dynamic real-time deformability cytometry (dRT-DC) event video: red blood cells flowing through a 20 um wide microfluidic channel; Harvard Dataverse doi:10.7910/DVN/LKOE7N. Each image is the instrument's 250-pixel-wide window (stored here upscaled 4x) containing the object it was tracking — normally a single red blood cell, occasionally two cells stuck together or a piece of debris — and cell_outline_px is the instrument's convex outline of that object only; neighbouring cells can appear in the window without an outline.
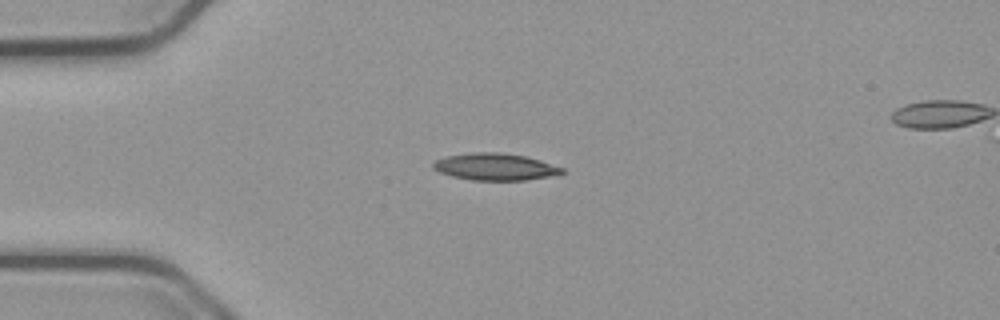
{"species": "common noctule bat (a hibernating species)", "species_latin": "Nyctalus noctula", "temperature_condition": "cold", "stored_images_in_passage": 42, "camera_frame_rate_fps": 3000, "um_per_image_px": 0.085, "animal": {"sex": "male", "body_mass_g": 23.1, "forearm_length_mm": 52.7}, "frame": {"image": 1, "passage_image": 1, "time_ms": 0.0, "image_size_px": [1000, 320], "cell_outline_px": [[564, 172], [548, 176], [524, 180], [472, 180], [452, 176], [440, 172], [432, 168], [432, 160], [444, 156], [472, 152], [500, 152], [524, 156], [540, 160], [564, 168]], "centroid_in_image_um": [42.01, 14.16], "position_along_channel_um": 43.0, "area_um2": 20.23}}
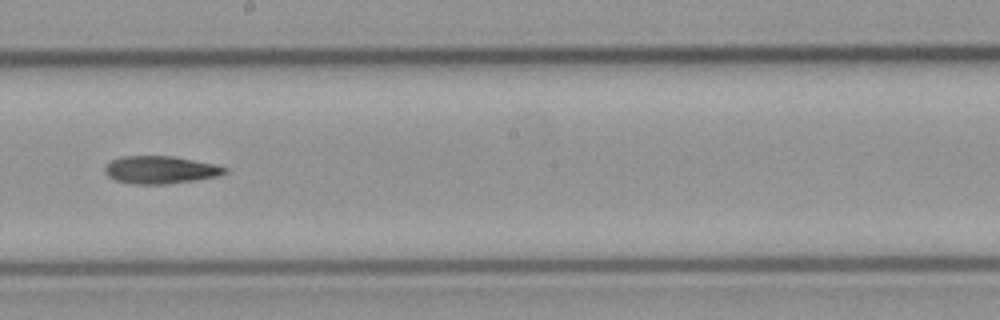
{"frame": {"image": 2, "passage_image": 18, "time_ms": 5.667, "image_size_px": [1000, 320], "cell_outline_px": [[228, 172], [216, 176], [192, 180], [164, 184], [132, 184], [116, 180], [108, 176], [104, 172], [104, 164], [108, 160], [120, 156], [172, 156], [216, 164], [228, 168]], "centroid_in_image_um": [13.57, 14.42], "position_along_channel_um": 234.6, "area_um2": 19.42}}
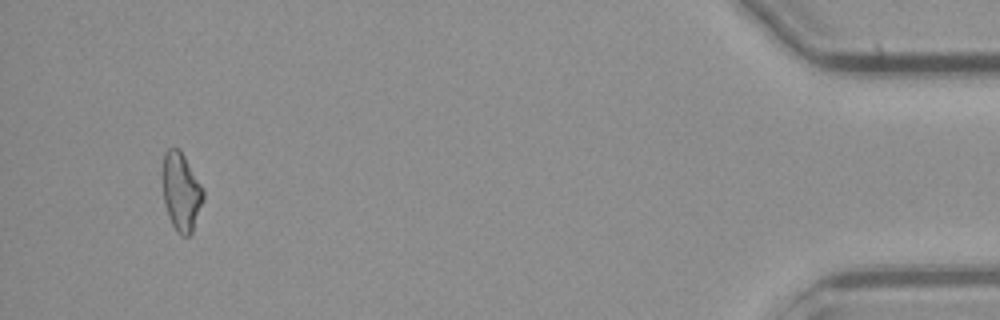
{"frame": {"image": 3, "passage_image": 39, "time_ms": 12.667, "image_size_px": [1000, 320], "cell_outline_px": [[204, 200], [192, 232], [188, 236], [180, 236], [176, 232], [168, 216], [164, 204], [160, 172], [164, 152], [168, 148], [180, 148], [204, 188]], "centroid_in_image_um": [15.37, 16.27], "position_along_channel_um": 419.8, "area_um2": 19.36}}